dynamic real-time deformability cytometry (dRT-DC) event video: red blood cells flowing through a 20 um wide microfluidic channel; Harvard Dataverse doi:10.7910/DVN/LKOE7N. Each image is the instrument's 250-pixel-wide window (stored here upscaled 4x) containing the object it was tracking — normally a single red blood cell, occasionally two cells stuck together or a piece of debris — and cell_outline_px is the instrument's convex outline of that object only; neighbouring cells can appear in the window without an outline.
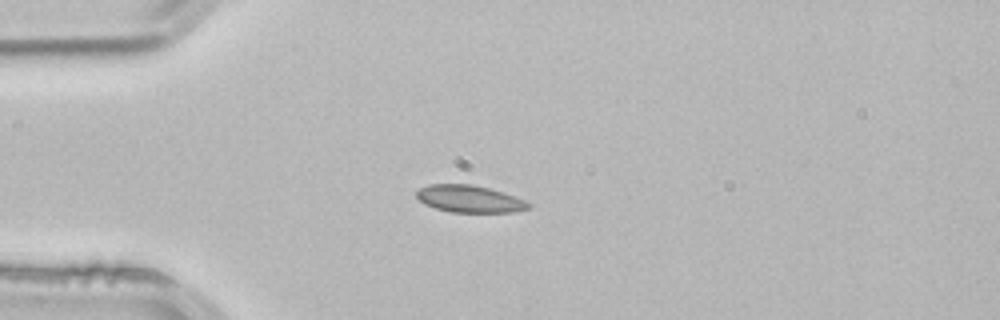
{"species": "common noctule bat (a hibernating species)", "species_latin": "Nyctalus noctula", "temperature_condition": "room temperature", "stored_images_in_passage": 2, "camera_frame_rate_fps": 3000, "um_per_image_px": 0.085, "animal": {"sex": "male", "body_mass_g": 21.5, "forearm_length_mm": 52.0}, "frame": {"image": 1, "passage_image": 2, "time_ms": 0.333, "image_size_px": [1000, 320], "cell_outline_px": [[532, 208], [512, 212], [452, 212], [436, 208], [424, 204], [416, 196], [416, 192], [420, 188], [432, 184], [472, 184], [488, 188], [524, 200], [532, 204]], "centroid_in_image_um": [39.91, 16.91], "position_along_channel_um": 45.1, "area_um2": 17.51}}